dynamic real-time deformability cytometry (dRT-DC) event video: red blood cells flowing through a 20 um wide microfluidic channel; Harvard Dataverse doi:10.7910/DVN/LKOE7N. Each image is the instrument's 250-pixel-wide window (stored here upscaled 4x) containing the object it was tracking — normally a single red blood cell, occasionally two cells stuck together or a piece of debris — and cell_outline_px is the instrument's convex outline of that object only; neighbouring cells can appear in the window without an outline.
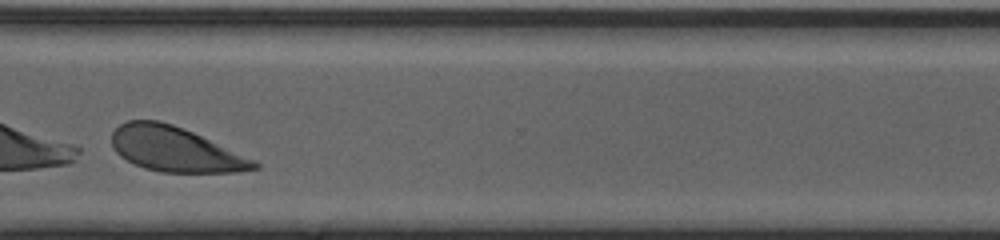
{"species": "human", "species_latin": "Homo sapiens", "temperature_condition": "cold", "stored_images_in_passage": 29, "camera_frame_rate_fps": 3000, "um_per_image_px": 0.085, "donor": {"sex": "male"}, "frame": {"image": 1, "passage_image": 26, "time_ms": 8.333, "image_size_px": [1000, 240], "cell_outline_px": [[260, 168], [236, 172], [160, 172], [144, 168], [120, 156], [116, 152], [112, 144], [112, 132], [120, 124], [128, 120], [160, 120], [184, 128], [256, 160], [260, 164]], "centroid_in_image_um": [14.9, 12.68], "position_along_channel_um": 355.7, "area_um2": 37.11}}